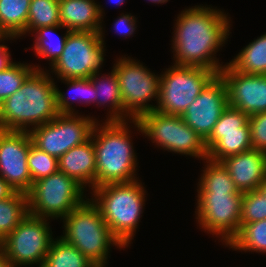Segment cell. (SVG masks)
Segmentation results:
<instances>
[{"label": "cell", "mask_w": 266, "mask_h": 267, "mask_svg": "<svg viewBox=\"0 0 266 267\" xmlns=\"http://www.w3.org/2000/svg\"><path fill=\"white\" fill-rule=\"evenodd\" d=\"M266 219V195L258 189L245 192L241 202V227L244 224Z\"/></svg>", "instance_id": "836d02e7"}, {"label": "cell", "mask_w": 266, "mask_h": 267, "mask_svg": "<svg viewBox=\"0 0 266 267\" xmlns=\"http://www.w3.org/2000/svg\"><path fill=\"white\" fill-rule=\"evenodd\" d=\"M94 85V94H96V106L106 108V118L104 121H123V100L121 98V89L115 70L111 73L102 74L98 72L90 78ZM104 106V107H103Z\"/></svg>", "instance_id": "ffe728a7"}, {"label": "cell", "mask_w": 266, "mask_h": 267, "mask_svg": "<svg viewBox=\"0 0 266 267\" xmlns=\"http://www.w3.org/2000/svg\"><path fill=\"white\" fill-rule=\"evenodd\" d=\"M241 193L257 190L266 177V153L251 149L221 161Z\"/></svg>", "instance_id": "e0dca14e"}, {"label": "cell", "mask_w": 266, "mask_h": 267, "mask_svg": "<svg viewBox=\"0 0 266 267\" xmlns=\"http://www.w3.org/2000/svg\"><path fill=\"white\" fill-rule=\"evenodd\" d=\"M227 107L226 84L217 75L195 98L181 117L205 141Z\"/></svg>", "instance_id": "2e32d148"}, {"label": "cell", "mask_w": 266, "mask_h": 267, "mask_svg": "<svg viewBox=\"0 0 266 267\" xmlns=\"http://www.w3.org/2000/svg\"><path fill=\"white\" fill-rule=\"evenodd\" d=\"M248 120L247 114L228 106L218 119L210 136L205 140L207 151L220 139V133L250 132Z\"/></svg>", "instance_id": "4dcf8cb0"}, {"label": "cell", "mask_w": 266, "mask_h": 267, "mask_svg": "<svg viewBox=\"0 0 266 267\" xmlns=\"http://www.w3.org/2000/svg\"><path fill=\"white\" fill-rule=\"evenodd\" d=\"M258 190L262 194L266 195V177H265L264 181L262 182V184L259 186Z\"/></svg>", "instance_id": "ab89813d"}, {"label": "cell", "mask_w": 266, "mask_h": 267, "mask_svg": "<svg viewBox=\"0 0 266 267\" xmlns=\"http://www.w3.org/2000/svg\"><path fill=\"white\" fill-rule=\"evenodd\" d=\"M98 118L86 114H58L51 121L33 128L29 133L33 144L59 159L71 148L91 138Z\"/></svg>", "instance_id": "4fadbf2b"}, {"label": "cell", "mask_w": 266, "mask_h": 267, "mask_svg": "<svg viewBox=\"0 0 266 267\" xmlns=\"http://www.w3.org/2000/svg\"><path fill=\"white\" fill-rule=\"evenodd\" d=\"M28 214L27 194L14 192L0 201V241H3Z\"/></svg>", "instance_id": "4316f807"}, {"label": "cell", "mask_w": 266, "mask_h": 267, "mask_svg": "<svg viewBox=\"0 0 266 267\" xmlns=\"http://www.w3.org/2000/svg\"><path fill=\"white\" fill-rule=\"evenodd\" d=\"M28 170L32 184L37 180L48 177L59 170L58 159L36 147L31 139L30 152L27 157Z\"/></svg>", "instance_id": "d6a6232c"}, {"label": "cell", "mask_w": 266, "mask_h": 267, "mask_svg": "<svg viewBox=\"0 0 266 267\" xmlns=\"http://www.w3.org/2000/svg\"><path fill=\"white\" fill-rule=\"evenodd\" d=\"M114 62L112 68L123 100V121L138 120L143 114L155 111L159 99L160 74H155L143 62L130 56H119ZM152 101H156V105Z\"/></svg>", "instance_id": "8992f818"}, {"label": "cell", "mask_w": 266, "mask_h": 267, "mask_svg": "<svg viewBox=\"0 0 266 267\" xmlns=\"http://www.w3.org/2000/svg\"><path fill=\"white\" fill-rule=\"evenodd\" d=\"M252 149L266 153V112L249 116Z\"/></svg>", "instance_id": "e575fe53"}, {"label": "cell", "mask_w": 266, "mask_h": 267, "mask_svg": "<svg viewBox=\"0 0 266 267\" xmlns=\"http://www.w3.org/2000/svg\"><path fill=\"white\" fill-rule=\"evenodd\" d=\"M67 85V94L65 91L59 89L57 82H55L56 90V107L59 114H79L76 111L77 106H74L75 101L77 104H90L96 105V94H94V85L89 78H76V79H57ZM68 96V97H67ZM73 105V106H72Z\"/></svg>", "instance_id": "44dd1931"}, {"label": "cell", "mask_w": 266, "mask_h": 267, "mask_svg": "<svg viewBox=\"0 0 266 267\" xmlns=\"http://www.w3.org/2000/svg\"><path fill=\"white\" fill-rule=\"evenodd\" d=\"M148 1V3L149 2H151V3H153V4H165V3H167L168 1H170V0H147Z\"/></svg>", "instance_id": "b9f144b4"}, {"label": "cell", "mask_w": 266, "mask_h": 267, "mask_svg": "<svg viewBox=\"0 0 266 267\" xmlns=\"http://www.w3.org/2000/svg\"><path fill=\"white\" fill-rule=\"evenodd\" d=\"M137 22V18L134 15L122 12L113 22V32L117 33L116 35H120V37H124L123 39L126 40L127 37L130 38L136 34Z\"/></svg>", "instance_id": "d590c367"}, {"label": "cell", "mask_w": 266, "mask_h": 267, "mask_svg": "<svg viewBox=\"0 0 266 267\" xmlns=\"http://www.w3.org/2000/svg\"><path fill=\"white\" fill-rule=\"evenodd\" d=\"M251 149L250 132L220 133V139L207 151V159L221 162L226 157Z\"/></svg>", "instance_id": "f1b7e54d"}, {"label": "cell", "mask_w": 266, "mask_h": 267, "mask_svg": "<svg viewBox=\"0 0 266 267\" xmlns=\"http://www.w3.org/2000/svg\"><path fill=\"white\" fill-rule=\"evenodd\" d=\"M29 132L0 129V176L16 191L27 194L32 187L27 157Z\"/></svg>", "instance_id": "5bb4252c"}, {"label": "cell", "mask_w": 266, "mask_h": 267, "mask_svg": "<svg viewBox=\"0 0 266 267\" xmlns=\"http://www.w3.org/2000/svg\"><path fill=\"white\" fill-rule=\"evenodd\" d=\"M60 24L59 0H31L26 36H29L37 28Z\"/></svg>", "instance_id": "f546056e"}, {"label": "cell", "mask_w": 266, "mask_h": 267, "mask_svg": "<svg viewBox=\"0 0 266 267\" xmlns=\"http://www.w3.org/2000/svg\"><path fill=\"white\" fill-rule=\"evenodd\" d=\"M31 0H0V33L15 38L26 35Z\"/></svg>", "instance_id": "cb8c5ba5"}, {"label": "cell", "mask_w": 266, "mask_h": 267, "mask_svg": "<svg viewBox=\"0 0 266 267\" xmlns=\"http://www.w3.org/2000/svg\"><path fill=\"white\" fill-rule=\"evenodd\" d=\"M228 63L242 73L266 75V32L244 46Z\"/></svg>", "instance_id": "603a6c76"}, {"label": "cell", "mask_w": 266, "mask_h": 267, "mask_svg": "<svg viewBox=\"0 0 266 267\" xmlns=\"http://www.w3.org/2000/svg\"><path fill=\"white\" fill-rule=\"evenodd\" d=\"M218 75L226 84L228 106L248 116L266 112V75L239 72L228 62Z\"/></svg>", "instance_id": "9a60e30c"}, {"label": "cell", "mask_w": 266, "mask_h": 267, "mask_svg": "<svg viewBox=\"0 0 266 267\" xmlns=\"http://www.w3.org/2000/svg\"><path fill=\"white\" fill-rule=\"evenodd\" d=\"M216 76L207 68L172 64L160 73L159 99L155 110L182 116Z\"/></svg>", "instance_id": "30bf717a"}, {"label": "cell", "mask_w": 266, "mask_h": 267, "mask_svg": "<svg viewBox=\"0 0 266 267\" xmlns=\"http://www.w3.org/2000/svg\"><path fill=\"white\" fill-rule=\"evenodd\" d=\"M0 267H15L10 261H8L1 253H0Z\"/></svg>", "instance_id": "f35d334b"}, {"label": "cell", "mask_w": 266, "mask_h": 267, "mask_svg": "<svg viewBox=\"0 0 266 267\" xmlns=\"http://www.w3.org/2000/svg\"><path fill=\"white\" fill-rule=\"evenodd\" d=\"M142 136L151 140L155 147L199 160L207 159L205 141L190 128L179 115L151 111L138 120Z\"/></svg>", "instance_id": "9c48e42d"}, {"label": "cell", "mask_w": 266, "mask_h": 267, "mask_svg": "<svg viewBox=\"0 0 266 267\" xmlns=\"http://www.w3.org/2000/svg\"><path fill=\"white\" fill-rule=\"evenodd\" d=\"M88 197L87 190L81 184L58 170L33 182L27 193L28 213L50 220H61Z\"/></svg>", "instance_id": "52a82bcc"}, {"label": "cell", "mask_w": 266, "mask_h": 267, "mask_svg": "<svg viewBox=\"0 0 266 267\" xmlns=\"http://www.w3.org/2000/svg\"><path fill=\"white\" fill-rule=\"evenodd\" d=\"M15 39L18 40V38H15L11 34H2L0 33V72L5 70L10 64H12L14 61L11 58L10 50L8 45L4 44L5 41H14ZM2 43V44H1Z\"/></svg>", "instance_id": "8d00e7d4"}, {"label": "cell", "mask_w": 266, "mask_h": 267, "mask_svg": "<svg viewBox=\"0 0 266 267\" xmlns=\"http://www.w3.org/2000/svg\"><path fill=\"white\" fill-rule=\"evenodd\" d=\"M60 221L64 229L60 237L74 245L96 267L109 265L112 247L125 249L89 198Z\"/></svg>", "instance_id": "5b68a950"}, {"label": "cell", "mask_w": 266, "mask_h": 267, "mask_svg": "<svg viewBox=\"0 0 266 267\" xmlns=\"http://www.w3.org/2000/svg\"><path fill=\"white\" fill-rule=\"evenodd\" d=\"M66 30L64 34L59 36L56 32L60 29ZM70 30L60 25L41 27L35 29L30 35L34 36V42L32 50L37 58L45 59L49 61L51 67L55 61L61 56L65 47L66 39Z\"/></svg>", "instance_id": "7402d4cb"}, {"label": "cell", "mask_w": 266, "mask_h": 267, "mask_svg": "<svg viewBox=\"0 0 266 267\" xmlns=\"http://www.w3.org/2000/svg\"><path fill=\"white\" fill-rule=\"evenodd\" d=\"M15 190L0 176V201L9 198Z\"/></svg>", "instance_id": "74e56055"}, {"label": "cell", "mask_w": 266, "mask_h": 267, "mask_svg": "<svg viewBox=\"0 0 266 267\" xmlns=\"http://www.w3.org/2000/svg\"><path fill=\"white\" fill-rule=\"evenodd\" d=\"M227 247L233 251L266 254V219L244 224Z\"/></svg>", "instance_id": "83f0119b"}, {"label": "cell", "mask_w": 266, "mask_h": 267, "mask_svg": "<svg viewBox=\"0 0 266 267\" xmlns=\"http://www.w3.org/2000/svg\"><path fill=\"white\" fill-rule=\"evenodd\" d=\"M55 78L48 70H34L21 88L0 103V129L30 132L54 119Z\"/></svg>", "instance_id": "3957f363"}, {"label": "cell", "mask_w": 266, "mask_h": 267, "mask_svg": "<svg viewBox=\"0 0 266 267\" xmlns=\"http://www.w3.org/2000/svg\"><path fill=\"white\" fill-rule=\"evenodd\" d=\"M61 25L70 31L99 32L105 10L96 0H59Z\"/></svg>", "instance_id": "ac0fdd59"}, {"label": "cell", "mask_w": 266, "mask_h": 267, "mask_svg": "<svg viewBox=\"0 0 266 267\" xmlns=\"http://www.w3.org/2000/svg\"><path fill=\"white\" fill-rule=\"evenodd\" d=\"M41 267H96L74 245L60 236L53 239Z\"/></svg>", "instance_id": "484cf974"}, {"label": "cell", "mask_w": 266, "mask_h": 267, "mask_svg": "<svg viewBox=\"0 0 266 267\" xmlns=\"http://www.w3.org/2000/svg\"><path fill=\"white\" fill-rule=\"evenodd\" d=\"M243 193L197 192V226L227 247L241 229Z\"/></svg>", "instance_id": "7c38bea8"}, {"label": "cell", "mask_w": 266, "mask_h": 267, "mask_svg": "<svg viewBox=\"0 0 266 267\" xmlns=\"http://www.w3.org/2000/svg\"><path fill=\"white\" fill-rule=\"evenodd\" d=\"M175 21L171 36L173 64L203 67L218 75L225 64L216 54L230 38V15L223 9L201 4L186 7Z\"/></svg>", "instance_id": "6da1fadb"}, {"label": "cell", "mask_w": 266, "mask_h": 267, "mask_svg": "<svg viewBox=\"0 0 266 267\" xmlns=\"http://www.w3.org/2000/svg\"><path fill=\"white\" fill-rule=\"evenodd\" d=\"M139 179L92 189L90 200L99 209L113 235L127 248L133 242L146 205L145 184Z\"/></svg>", "instance_id": "277c9868"}, {"label": "cell", "mask_w": 266, "mask_h": 267, "mask_svg": "<svg viewBox=\"0 0 266 267\" xmlns=\"http://www.w3.org/2000/svg\"><path fill=\"white\" fill-rule=\"evenodd\" d=\"M99 120L91 134L96 157V188L139 179L136 174L139 160L131 138L133 131L130 130L133 128L138 134L142 133L139 122Z\"/></svg>", "instance_id": "7a4b0ae2"}, {"label": "cell", "mask_w": 266, "mask_h": 267, "mask_svg": "<svg viewBox=\"0 0 266 267\" xmlns=\"http://www.w3.org/2000/svg\"><path fill=\"white\" fill-rule=\"evenodd\" d=\"M58 165L59 171L74 178L86 190L96 188V157L92 138L64 153L58 159Z\"/></svg>", "instance_id": "d6986e66"}, {"label": "cell", "mask_w": 266, "mask_h": 267, "mask_svg": "<svg viewBox=\"0 0 266 267\" xmlns=\"http://www.w3.org/2000/svg\"><path fill=\"white\" fill-rule=\"evenodd\" d=\"M107 2H109L110 4L114 3V5L116 4L115 6H120V5L123 6V3H125V0H108Z\"/></svg>", "instance_id": "60d3db41"}, {"label": "cell", "mask_w": 266, "mask_h": 267, "mask_svg": "<svg viewBox=\"0 0 266 267\" xmlns=\"http://www.w3.org/2000/svg\"><path fill=\"white\" fill-rule=\"evenodd\" d=\"M50 219L31 214L1 241V254L15 267H41L54 239Z\"/></svg>", "instance_id": "8fae6325"}, {"label": "cell", "mask_w": 266, "mask_h": 267, "mask_svg": "<svg viewBox=\"0 0 266 267\" xmlns=\"http://www.w3.org/2000/svg\"><path fill=\"white\" fill-rule=\"evenodd\" d=\"M103 25L99 32L70 31L61 56L48 67L50 75L55 74L57 79H76L90 78L100 72L107 50Z\"/></svg>", "instance_id": "ba28073f"}, {"label": "cell", "mask_w": 266, "mask_h": 267, "mask_svg": "<svg viewBox=\"0 0 266 267\" xmlns=\"http://www.w3.org/2000/svg\"><path fill=\"white\" fill-rule=\"evenodd\" d=\"M40 65V66H39ZM14 62L0 72V103L19 90L26 78L34 70H44L41 64Z\"/></svg>", "instance_id": "1f68e13d"}, {"label": "cell", "mask_w": 266, "mask_h": 267, "mask_svg": "<svg viewBox=\"0 0 266 267\" xmlns=\"http://www.w3.org/2000/svg\"><path fill=\"white\" fill-rule=\"evenodd\" d=\"M203 162L205 165L202 167L196 192L241 193L221 162H213L208 159Z\"/></svg>", "instance_id": "d4e9b609"}]
</instances>
